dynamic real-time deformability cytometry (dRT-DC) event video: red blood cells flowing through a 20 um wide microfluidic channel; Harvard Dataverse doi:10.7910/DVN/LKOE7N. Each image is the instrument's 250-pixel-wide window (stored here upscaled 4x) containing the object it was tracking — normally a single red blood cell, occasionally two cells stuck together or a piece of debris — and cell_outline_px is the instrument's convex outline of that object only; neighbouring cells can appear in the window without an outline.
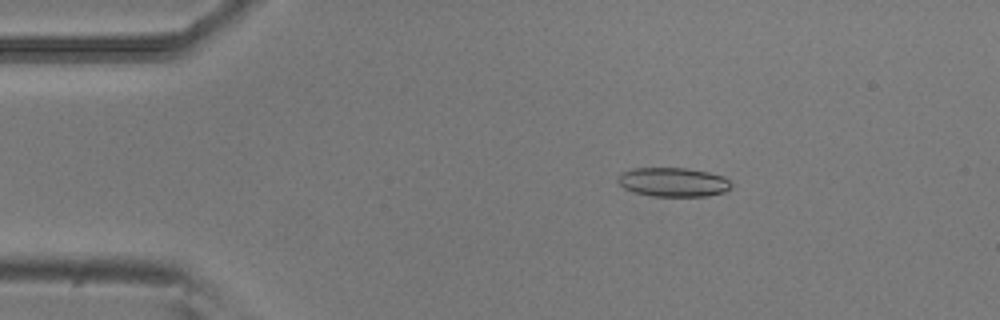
{"species": "common noctule bat (a hibernating species)", "species_latin": "Nyctalus noctula", "temperature_condition": "room temperature", "stored_images_in_passage": 16, "camera_frame_rate_fps": 3000, "um_per_image_px": 0.085, "animal": {"sex": "male", "body_mass_g": 20.5, "forearm_length_mm": 52.5}, "frame": {"image": 1, "passage_image": 9, "time_ms": 2.667, "image_size_px": [1000, 320], "cell_outline_px": [[732, 188], [724, 192], [708, 196], [652, 196], [636, 192], [624, 188], [616, 180], [620, 172], [632, 168], [688, 168], [708, 172], [724, 176], [732, 184]], "centroid_in_image_um": [57.23, 15.47], "position_along_channel_um": 27.8, "area_um2": 19.36}}